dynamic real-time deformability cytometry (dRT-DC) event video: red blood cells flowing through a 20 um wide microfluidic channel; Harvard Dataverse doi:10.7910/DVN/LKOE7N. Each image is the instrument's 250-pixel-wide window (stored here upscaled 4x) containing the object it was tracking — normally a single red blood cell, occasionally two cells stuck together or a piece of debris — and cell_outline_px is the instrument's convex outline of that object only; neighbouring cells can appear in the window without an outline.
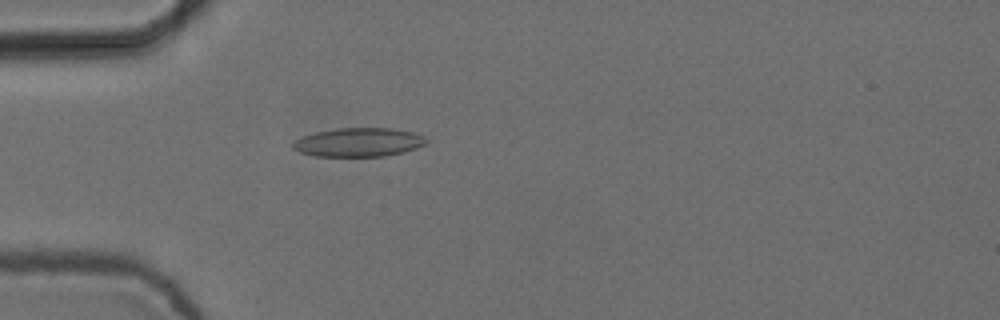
{"species": "common noctule bat (a hibernating species)", "species_latin": "Nyctalus noctula", "temperature_condition": "cold", "stored_images_in_passage": 4, "camera_frame_rate_fps": 3000, "um_per_image_px": 0.085, "animal": {"sex": "female", "body_mass_g": 24.6, "forearm_length_mm": 56.2}, "frame": {"image": 1, "passage_image": 4, "time_ms": 1.0, "image_size_px": [1000, 320], "cell_outline_px": [[428, 144], [404, 152], [384, 156], [316, 156], [300, 152], [292, 148], [292, 140], [316, 132], [336, 128], [392, 128], [412, 132], [424, 136], [428, 140]], "centroid_in_image_um": [30.5, 12.09], "position_along_channel_um": 54.5, "area_um2": 22.48}}